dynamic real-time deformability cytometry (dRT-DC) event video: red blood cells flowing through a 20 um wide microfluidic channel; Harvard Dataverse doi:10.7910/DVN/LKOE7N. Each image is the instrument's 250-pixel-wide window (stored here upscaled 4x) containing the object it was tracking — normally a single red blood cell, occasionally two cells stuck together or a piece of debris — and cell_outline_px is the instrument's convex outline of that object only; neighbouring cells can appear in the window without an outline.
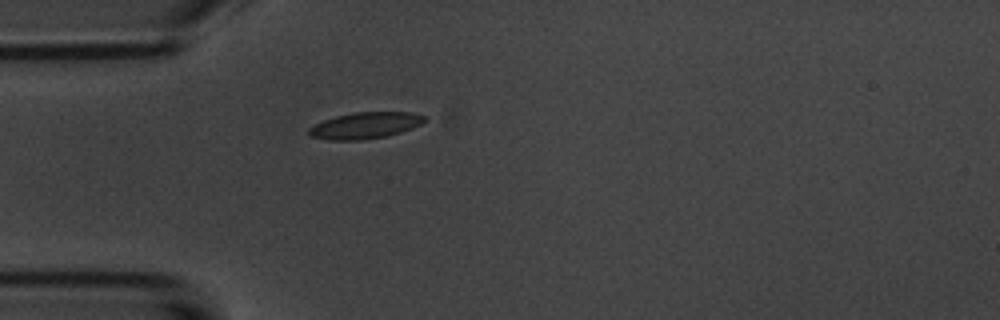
{"species": "common noctule bat (a hibernating species)", "species_latin": "Nyctalus noctula", "temperature_condition": "room temperature", "stored_images_in_passage": 5, "camera_frame_rate_fps": 3000, "um_per_image_px": 0.085, "animal": {"sex": "male", "body_mass_g": 20.1, "forearm_length_mm": 53.5}, "frame": {"image": 1, "passage_image": 5, "time_ms": 5.333, "image_size_px": [1000, 320], "cell_outline_px": [[424, 120], [420, 124], [412, 128], [388, 136], [360, 140], [328, 140], [308, 136], [308, 128], [324, 120], [336, 116], [356, 112], [412, 112], [424, 116]], "centroid_in_image_um": [31.0, 10.67], "position_along_channel_um": 54.0, "area_um2": 17.69}}